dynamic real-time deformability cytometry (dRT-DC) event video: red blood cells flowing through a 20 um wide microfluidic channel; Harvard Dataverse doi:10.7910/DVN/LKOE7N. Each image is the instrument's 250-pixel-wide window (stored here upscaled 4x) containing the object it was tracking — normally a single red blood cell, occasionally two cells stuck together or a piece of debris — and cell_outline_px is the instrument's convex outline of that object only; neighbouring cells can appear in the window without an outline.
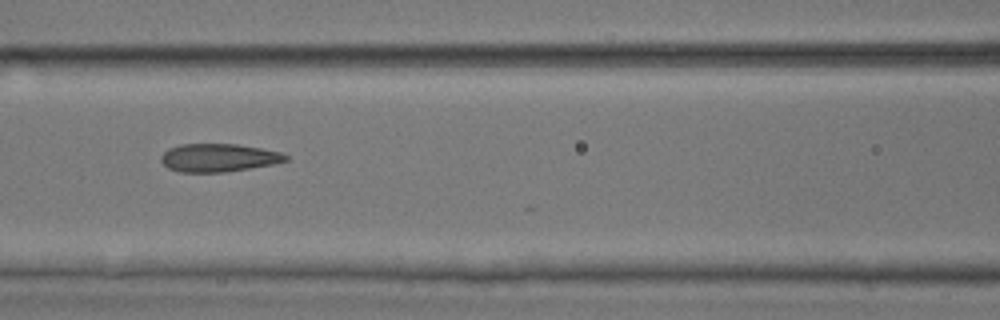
{"species": "common noctule bat (a hibernating species)", "species_latin": "Nyctalus noctula", "temperature_condition": "room temperature", "stored_images_in_passage": 6, "camera_frame_rate_fps": 3000, "um_per_image_px": 0.085, "animal": {"sex": "male", "body_mass_g": 17.9, "forearm_length_mm": 54.2}, "frame": {"image": 1, "passage_image": 6, "time_ms": 1.667, "image_size_px": [1000, 320], "cell_outline_px": [[288, 160], [276, 164], [224, 172], [180, 172], [168, 168], [160, 160], [160, 156], [168, 148], [180, 144], [236, 144], [260, 148], [280, 152], [288, 156]], "centroid_in_image_um": [18.57, 13.41], "position_along_channel_um": 148.0, "area_um2": 20.46}}